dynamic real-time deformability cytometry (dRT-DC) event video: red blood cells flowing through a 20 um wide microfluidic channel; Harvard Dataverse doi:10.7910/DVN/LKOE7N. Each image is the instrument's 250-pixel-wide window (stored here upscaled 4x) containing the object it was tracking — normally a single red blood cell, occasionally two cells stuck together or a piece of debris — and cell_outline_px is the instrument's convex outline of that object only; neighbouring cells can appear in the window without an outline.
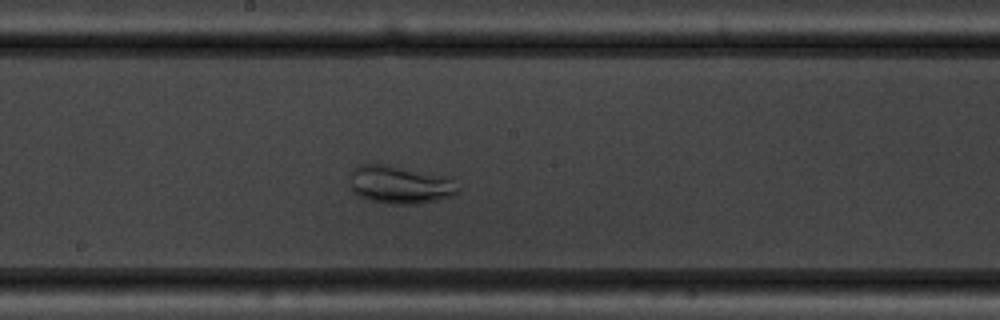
{"species": "common noctule bat (a hibernating species)", "species_latin": "Nyctalus noctula", "temperature_condition": "warm", "stored_images_in_passage": 42, "camera_frame_rate_fps": 3000, "um_per_image_px": 0.085, "animal": {"sex": "male", "body_mass_g": 19.5, "forearm_length_mm": 54.6}, "frame": {"image": 1, "passage_image": 18, "time_ms": 5.667, "image_size_px": [1000, 320], "cell_outline_px": [[460, 188], [452, 196], [436, 200], [416, 204], [388, 204], [368, 200], [356, 196], [352, 192], [352, 168], [356, 164], [388, 164], [444, 176]], "centroid_in_image_um": [33.93, 15.7], "position_along_channel_um": 214.3, "area_um2": 23.87}}
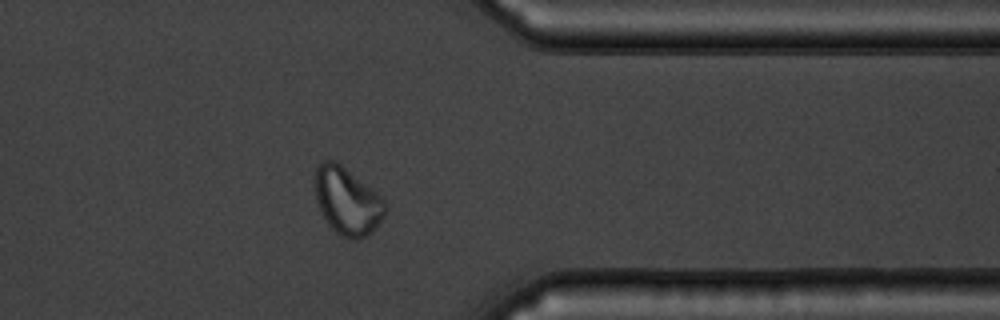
{"frame": {"image": 2, "passage_image": 32, "time_ms": 10.333, "image_size_px": [1000, 320], "cell_outline_px": [[388, 208], [384, 216], [372, 232], [368, 236], [356, 240], [352, 240], [336, 232], [328, 224], [320, 212], [316, 200], [316, 168], [324, 160], [336, 160], [376, 192], [388, 204]], "centroid_in_image_um": [29.54, 17.11], "position_along_channel_um": 381.9, "area_um2": 27.51}}
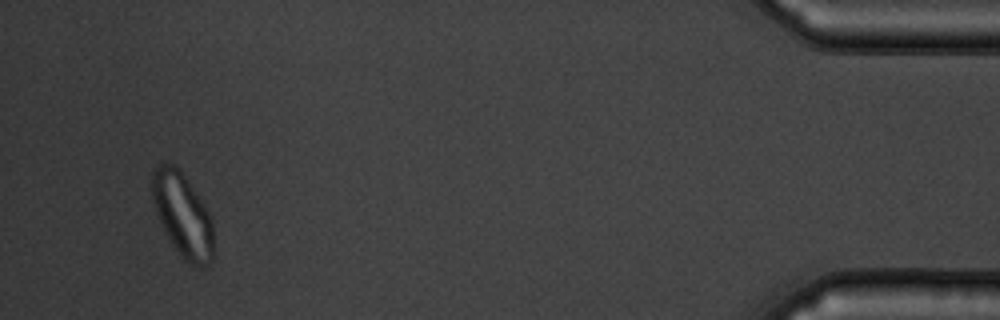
{"frame": {"image": 3, "passage_image": 40, "time_ms": 13.0, "image_size_px": [1000, 320], "cell_outline_px": [[212, 260], [204, 268], [196, 268], [184, 260], [172, 244], [156, 212], [152, 200], [152, 172], [156, 164], [176, 164], [208, 208], [212, 220]], "centroid_in_image_um": [15.53, 18.26], "position_along_channel_um": 419.7, "area_um2": 30.06}, "authors_computed_cell_mechanics": {"area_um2": 27.3394, "velocity_mm_per_s": 3.753, "shape_relaxation_time_tau1_ms": 4.8277, "shape_relaxation_time_tau2_ms": 1.3215, "deformation_change_tau1": 0.0952, "deformation_change_tau2": 0.0467}}